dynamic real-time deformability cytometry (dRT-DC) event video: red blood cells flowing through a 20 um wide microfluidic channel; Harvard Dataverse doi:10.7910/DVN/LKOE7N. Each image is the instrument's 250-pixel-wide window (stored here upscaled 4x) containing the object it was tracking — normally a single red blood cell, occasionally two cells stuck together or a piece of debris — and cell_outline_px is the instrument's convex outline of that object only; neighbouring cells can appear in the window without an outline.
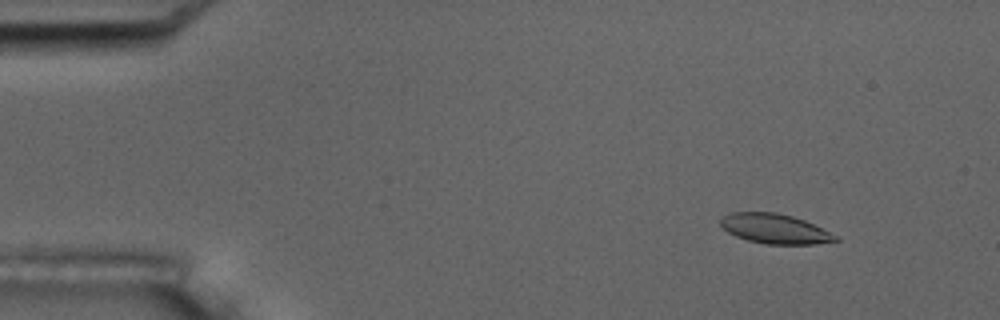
{"species": "common noctule bat (a hibernating species)", "species_latin": "Nyctalus noctula", "temperature_condition": "room temperature", "stored_images_in_passage": 54, "camera_frame_rate_fps": 3000, "um_per_image_px": 0.085, "animal": {"sex": "male", "body_mass_g": 17.5, "forearm_length_mm": 52.3}, "frame": {"image": 1, "passage_image": 6, "time_ms": 1.667, "image_size_px": [1000, 320], "cell_outline_px": [[840, 240], [816, 244], [764, 244], [748, 240], [736, 236], [728, 232], [720, 224], [720, 220], [724, 216], [732, 212], [776, 212], [792, 216], [804, 220], [836, 236]], "centroid_in_image_um": [65.83, 19.44], "position_along_channel_um": 19.2, "area_um2": 19.65}}
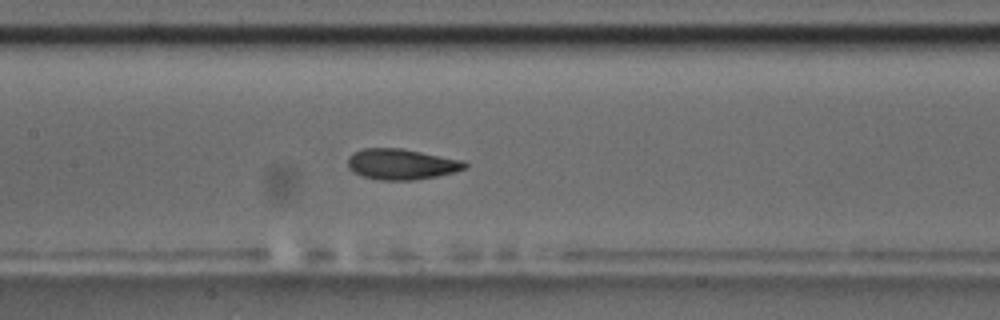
{"frame": {"image": 2, "passage_image": 26, "time_ms": 8.333, "image_size_px": [1000, 320], "cell_outline_px": [[468, 168], [456, 172], [416, 180], [380, 180], [364, 176], [348, 168], [348, 156], [352, 152], [364, 148], [400, 148], [464, 160], [468, 164]], "centroid_in_image_um": [34.16, 13.95], "position_along_channel_um": 173.2, "area_um2": 21.04}}
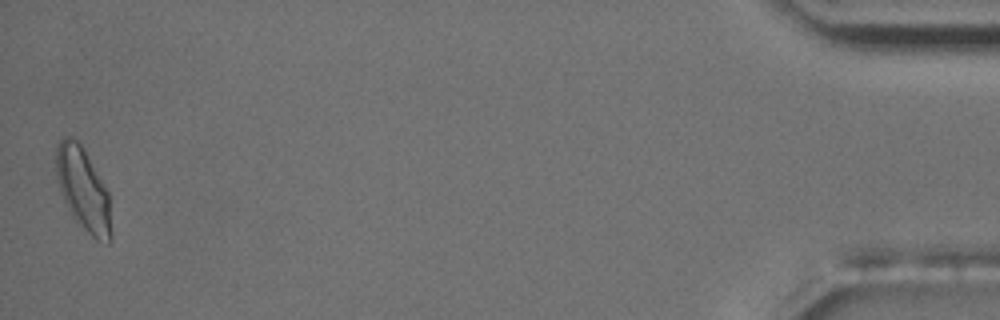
{"frame": {"image": 3, "passage_image": 54, "time_ms": 17.667, "image_size_px": [1000, 320], "cell_outline_px": [[112, 240], [108, 244], [96, 240], [72, 216], [64, 200], [60, 188], [56, 172], [56, 144], [64, 136], [72, 136], [80, 144], [108, 192], [112, 232]], "centroid_in_image_um": [7.08, 16.12], "position_along_channel_um": 428.1, "area_um2": 26.18}, "authors_computed_cell_mechanics": {"area_um2": 21.0681, "velocity_mm_per_s": 3.7081, "shape_relaxation_time_tau1_ms": 4.0408, "shape_relaxation_time_tau2_ms": 1.3846, "deformation_change_tau1": 0.1408, "deformation_change_tau2": 0.0548}}